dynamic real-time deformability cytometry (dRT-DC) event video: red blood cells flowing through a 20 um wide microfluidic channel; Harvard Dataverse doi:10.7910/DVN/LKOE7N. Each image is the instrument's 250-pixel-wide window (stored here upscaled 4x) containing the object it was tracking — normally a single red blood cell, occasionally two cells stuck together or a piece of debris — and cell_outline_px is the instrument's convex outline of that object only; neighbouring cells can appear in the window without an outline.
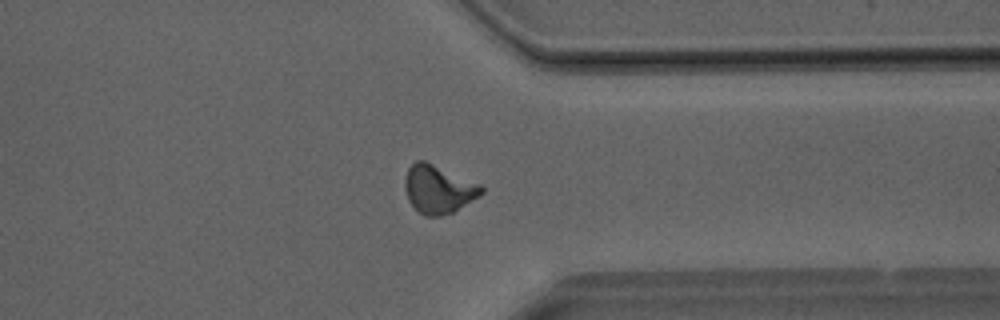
{"species": "Egyptian fruit bat (a non-hibernating species)", "species_latin": "Rousettus aegyptiacus", "temperature_condition": "room temperature", "stored_images_in_passage": 40, "camera_frame_rate_fps": 3000, "um_per_image_px": 0.085, "animal": {"sex": "male"}, "frame": {"image": 1, "passage_image": 31, "time_ms": 10.0, "image_size_px": [1000, 320], "cell_outline_px": [[484, 192], [480, 196], [452, 212], [440, 216], [424, 216], [408, 200], [404, 188], [404, 180], [408, 168], [416, 160], [424, 160], [480, 184], [484, 188]], "centroid_in_image_um": [37.25, 16.08], "position_along_channel_um": 374.1, "area_um2": 21.33}}
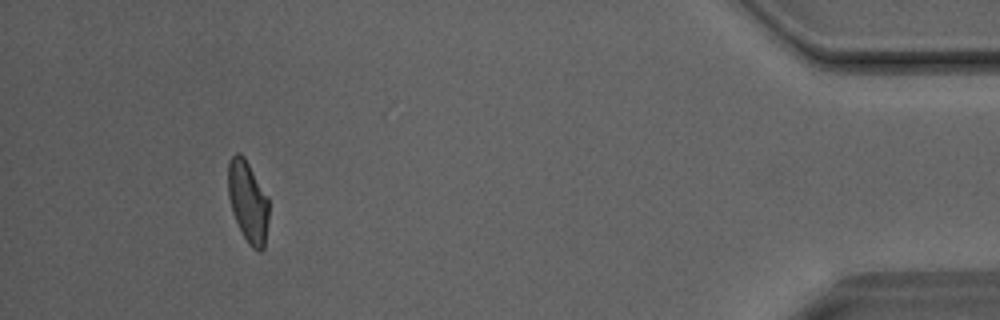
{"frame": {"image": 2, "passage_image": 37, "time_ms": 12.0, "image_size_px": [1000, 320], "cell_outline_px": [[268, 220], [264, 248], [260, 252], [256, 252], [248, 244], [232, 212], [228, 196], [228, 164], [232, 156], [236, 152], [240, 152], [244, 156], [268, 196]], "centroid_in_image_um": [21.08, 17.14], "position_along_channel_um": 414.1, "area_um2": 19.42}}